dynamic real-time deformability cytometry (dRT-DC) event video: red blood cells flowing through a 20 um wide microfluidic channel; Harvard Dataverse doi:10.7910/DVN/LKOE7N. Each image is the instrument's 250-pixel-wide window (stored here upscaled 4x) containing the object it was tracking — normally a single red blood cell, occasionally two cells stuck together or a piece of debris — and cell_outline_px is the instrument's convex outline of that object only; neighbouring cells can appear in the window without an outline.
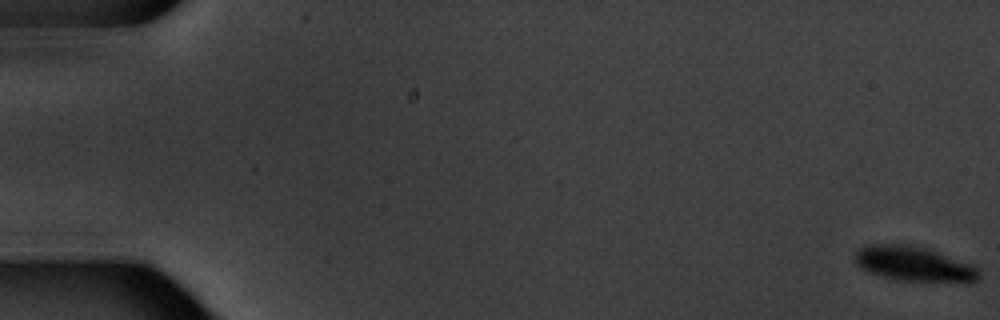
{"species": "common noctule bat (a hibernating species)", "species_latin": "Nyctalus noctula", "temperature_condition": "warm", "stored_images_in_passage": 6, "camera_frame_rate_fps": 3000, "um_per_image_px": 0.085, "animal": {"sex": "male", "body_mass_g": 20.1, "forearm_length_mm": 53.5}, "frame": {"image": 1, "passage_image": 1, "time_ms": 0.0, "image_size_px": [1000, 320], "cell_outline_px": [[980, 276], [976, 280], [968, 284], [896, 280], [868, 272], [860, 268], [856, 264], [856, 252], [860, 248], [868, 244], [912, 244], [928, 248], [972, 264], [980, 272]], "centroid_in_image_um": [77.74, 22.45], "position_along_channel_um": 7.3, "area_um2": 25.84}}
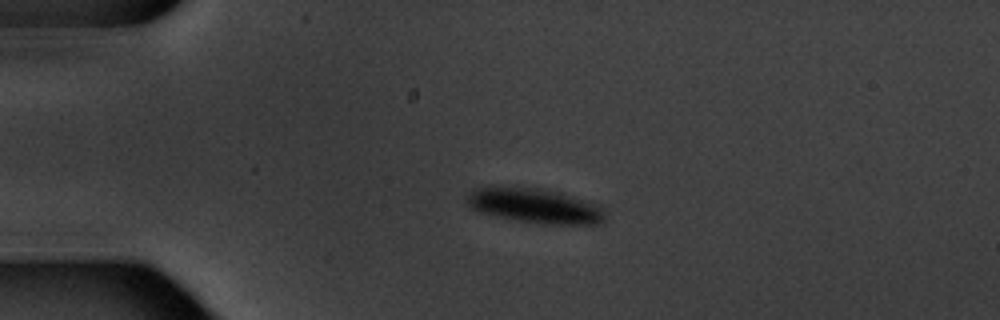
{"frame": {"image": 2, "passage_image": 5, "time_ms": 4.667, "image_size_px": [1000, 320], "cell_outline_px": [[604, 220], [600, 224], [540, 224], [516, 220], [476, 212], [464, 200], [468, 192], [476, 188], [488, 184], [492, 184], [540, 188], [556, 192], [600, 204], [604, 208]], "centroid_in_image_um": [45.37, 17.46], "position_along_channel_um": 39.6, "area_um2": 28.84}}